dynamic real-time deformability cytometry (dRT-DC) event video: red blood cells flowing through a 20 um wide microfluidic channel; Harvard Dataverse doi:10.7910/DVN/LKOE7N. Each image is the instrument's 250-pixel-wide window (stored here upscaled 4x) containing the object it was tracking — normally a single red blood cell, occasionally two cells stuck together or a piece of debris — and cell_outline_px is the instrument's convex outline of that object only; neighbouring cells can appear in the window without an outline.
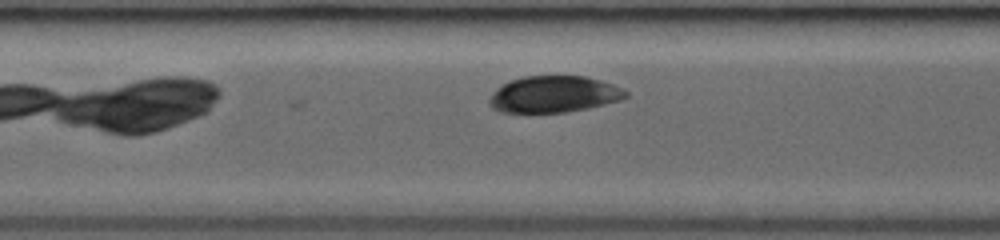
{"species": "common noctule bat (a hibernating species)", "species_latin": "Nyctalus noctula", "temperature_condition": "room temperature", "stored_images_in_passage": 9, "camera_frame_rate_fps": 3000, "um_per_image_px": 0.085, "animal": {"sex": "female", "body_mass_g": 19.0, "forearm_length_mm": 53.3}, "frame": {"image": 1, "passage_image": 9, "time_ms": 2.667, "image_size_px": [1000, 240], "cell_outline_px": [[628, 96], [620, 100], [588, 108], [564, 112], [500, 112], [492, 108], [488, 100], [492, 92], [496, 88], [508, 80], [524, 76], [584, 76], [600, 80], [624, 88], [628, 92]], "centroid_in_image_um": [47.06, 8.0], "position_along_channel_um": 160.3, "area_um2": 29.13}}